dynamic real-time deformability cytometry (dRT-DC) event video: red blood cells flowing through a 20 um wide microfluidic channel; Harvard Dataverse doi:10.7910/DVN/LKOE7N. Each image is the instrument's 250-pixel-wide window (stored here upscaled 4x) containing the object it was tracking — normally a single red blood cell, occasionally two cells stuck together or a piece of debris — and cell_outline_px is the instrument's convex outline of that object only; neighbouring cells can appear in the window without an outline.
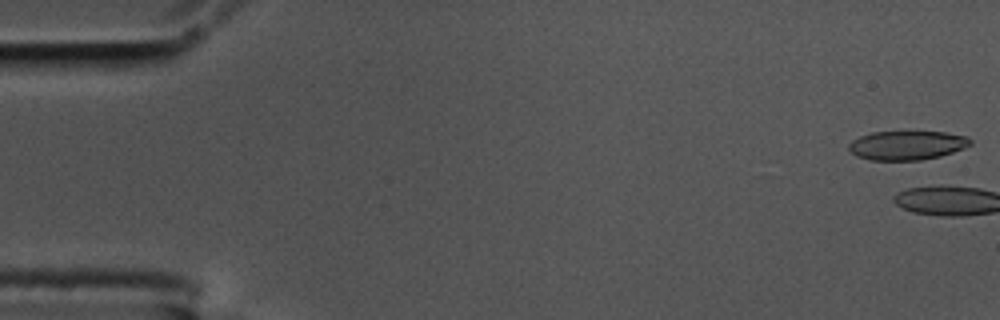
{"species": "common noctule bat (a hibernating species)", "species_latin": "Nyctalus noctula", "temperature_condition": "cold", "stored_images_in_passage": 3, "camera_frame_rate_fps": 3000, "um_per_image_px": 0.085, "animal": {"sex": "male", "body_mass_g": 17.5, "forearm_length_mm": 52.3}, "frame": {"image": 1, "passage_image": 1, "time_ms": 0.0, "image_size_px": [1000, 320], "cell_outline_px": [[972, 144], [952, 152], [940, 156], [920, 160], [872, 160], [856, 156], [848, 148], [848, 144], [852, 140], [860, 136], [872, 132], [944, 132], [968, 136], [972, 140]], "centroid_in_image_um": [77.09, 12.35], "position_along_channel_um": 7.9, "area_um2": 20.52}}